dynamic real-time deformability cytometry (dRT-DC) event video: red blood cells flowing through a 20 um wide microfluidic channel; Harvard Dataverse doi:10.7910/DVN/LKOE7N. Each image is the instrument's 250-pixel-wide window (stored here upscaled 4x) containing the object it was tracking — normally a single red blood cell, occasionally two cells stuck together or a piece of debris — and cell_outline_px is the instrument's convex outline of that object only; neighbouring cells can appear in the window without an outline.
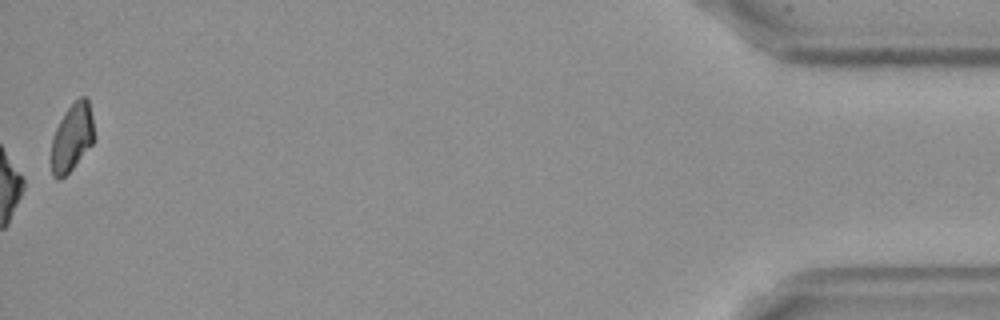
{"species": "Egyptian fruit bat (a non-hibernating species)", "species_latin": "Rousettus aegyptiacus", "temperature_condition": "cold", "stored_images_in_passage": 39, "camera_frame_rate_fps": 3000, "um_per_image_px": 0.085, "frame": {"image": 1, "passage_image": 39, "time_ms": 12.667, "image_size_px": [1000, 320], "cell_outline_px": [[92, 144], [72, 168], [60, 180], [52, 176], [52, 136], [64, 112], [80, 96], [88, 96], [92, 116]], "centroid_in_image_um": [6.1, 11.65], "position_along_channel_um": 429.1, "area_um2": 16.53}, "authors_computed_cell_mechanics": {"area_um2": 22.3108, "velocity_mm_per_s": 3.6297, "shape_relaxation_time_tau1_ms": 11.2866, "shape_relaxation_time_tau2_ms": null, "deformation_change_tau1": 0.2249, "deformation_change_tau2": null}}